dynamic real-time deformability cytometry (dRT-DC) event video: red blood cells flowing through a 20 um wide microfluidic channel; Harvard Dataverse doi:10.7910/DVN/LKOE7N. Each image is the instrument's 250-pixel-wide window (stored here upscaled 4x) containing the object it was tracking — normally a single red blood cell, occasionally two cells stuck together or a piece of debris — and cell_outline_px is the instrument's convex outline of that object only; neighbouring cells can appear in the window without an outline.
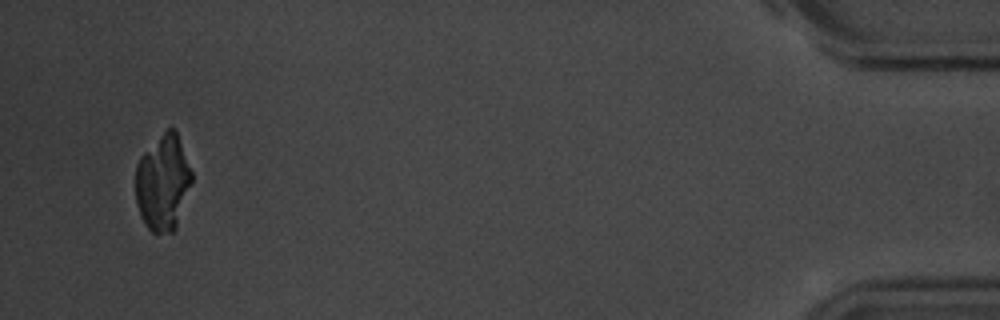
{"species": "common noctule bat (a hibernating species)", "species_latin": "Nyctalus noctula", "temperature_condition": "room temperature", "stored_images_in_passage": 45, "camera_frame_rate_fps": 3000, "um_per_image_px": 0.085, "animal": {"sex": "male", "body_mass_g": 20.1, "forearm_length_mm": 53.5}, "frame": {"image": 1, "passage_image": 43, "time_ms": 14.0, "image_size_px": [1000, 320], "cell_outline_px": [[192, 184], [176, 228], [172, 232], [152, 232], [144, 224], [140, 216], [136, 204], [136, 164], [140, 156], [168, 128], [176, 128], [192, 172]], "centroid_in_image_um": [13.86, 15.53], "position_along_channel_um": 421.3, "area_um2": 31.5}}